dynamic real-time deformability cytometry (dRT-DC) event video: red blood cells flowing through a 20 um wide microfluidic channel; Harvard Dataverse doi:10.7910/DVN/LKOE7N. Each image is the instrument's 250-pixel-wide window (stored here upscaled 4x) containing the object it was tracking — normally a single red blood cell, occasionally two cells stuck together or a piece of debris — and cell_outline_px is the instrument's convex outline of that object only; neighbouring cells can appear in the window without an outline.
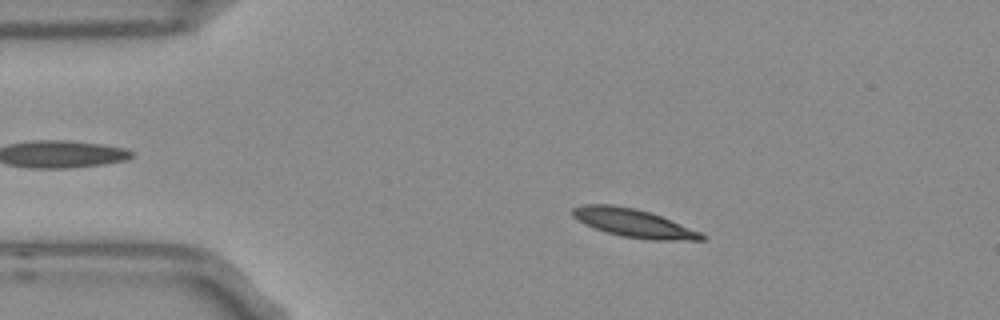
{"species": "Egyptian fruit bat (a non-hibernating species)", "species_latin": "Rousettus aegyptiacus", "temperature_condition": "room temperature", "stored_images_in_passage": 46, "camera_frame_rate_fps": 3000, "um_per_image_px": 0.085, "frame": {"image": 1, "passage_image": 2, "time_ms": 0.333, "image_size_px": [1000, 320], "cell_outline_px": [[708, 236], [704, 240], [652, 240], [620, 236], [584, 224], [572, 216], [572, 208], [584, 204], [612, 204], [636, 208], [660, 216], [700, 232]], "centroid_in_image_um": [53.84, 18.96], "position_along_channel_um": 31.2, "area_um2": 21.1}}
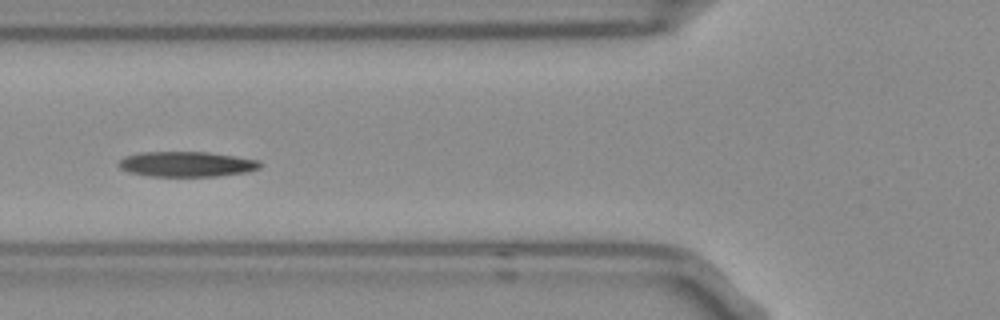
{"frame": {"image": 2, "passage_image": 12, "time_ms": 3.667, "image_size_px": [1000, 320], "cell_outline_px": [[264, 164], [260, 168], [248, 172], [220, 176], [148, 176], [128, 172], [120, 168], [116, 164], [124, 156], [140, 152], [208, 152], [236, 156], [260, 160]], "centroid_in_image_um": [15.89, 13.95], "position_along_channel_um": 109.9, "area_um2": 21.1}}
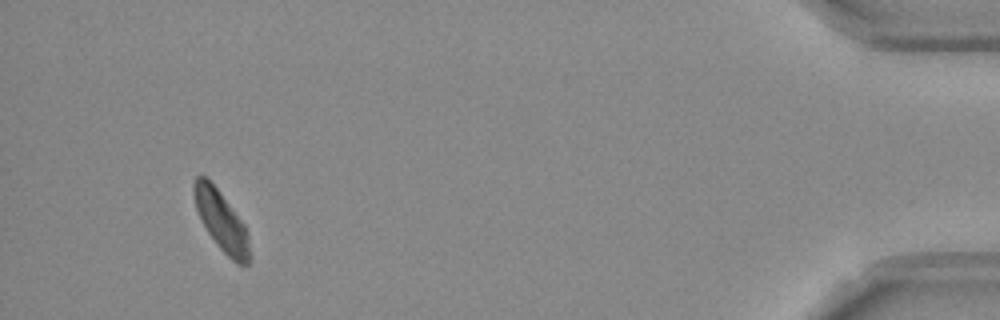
{"frame": {"image": 3, "passage_image": 43, "time_ms": 14.0, "image_size_px": [1000, 320], "cell_outline_px": [[248, 264], [236, 264], [216, 244], [200, 220], [196, 208], [192, 192], [192, 184], [196, 176], [204, 176], [216, 188], [244, 224], [248, 236]], "centroid_in_image_um": [18.76, 18.76], "position_along_channel_um": 416.4, "area_um2": 18.9}, "authors_computed_cell_mechanics": {"area_um2": 20.7213, "velocity_mm_per_s": 3.694, "shape_relaxation_time_tau1_ms": 5.4087, "shape_relaxation_time_tau2_ms": 8.5295, "deformation_change_tau1": 0.1423, "deformation_change_tau2": 0.1351}}